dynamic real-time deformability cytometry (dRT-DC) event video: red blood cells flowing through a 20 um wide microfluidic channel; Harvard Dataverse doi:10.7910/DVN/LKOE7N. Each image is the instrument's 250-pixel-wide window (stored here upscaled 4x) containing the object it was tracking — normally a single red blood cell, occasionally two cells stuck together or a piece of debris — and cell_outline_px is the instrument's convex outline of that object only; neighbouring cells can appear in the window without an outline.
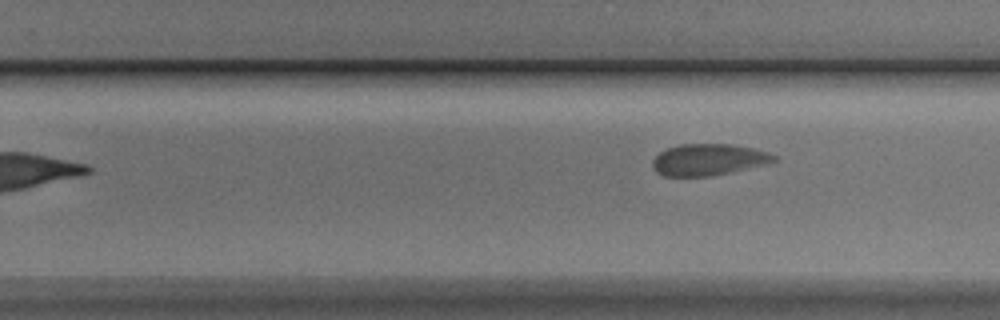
{"species": "Egyptian fruit bat (a non-hibernating species)", "species_latin": "Rousettus aegyptiacus", "temperature_condition": "cold", "stored_images_in_passage": 9, "camera_frame_rate_fps": 3000, "um_per_image_px": 0.085, "animal": {"sex": "male"}, "frame": {"image": 1, "passage_image": 9, "time_ms": 9.333, "image_size_px": [1000, 320], "cell_outline_px": [[776, 160], [728, 172], [708, 176], [664, 176], [656, 172], [652, 168], [652, 160], [660, 152], [668, 148], [680, 144], [732, 144], [752, 148], [768, 152], [776, 156]], "centroid_in_image_um": [60.13, 13.56], "position_along_channel_um": 269.7, "area_um2": 21.85}}